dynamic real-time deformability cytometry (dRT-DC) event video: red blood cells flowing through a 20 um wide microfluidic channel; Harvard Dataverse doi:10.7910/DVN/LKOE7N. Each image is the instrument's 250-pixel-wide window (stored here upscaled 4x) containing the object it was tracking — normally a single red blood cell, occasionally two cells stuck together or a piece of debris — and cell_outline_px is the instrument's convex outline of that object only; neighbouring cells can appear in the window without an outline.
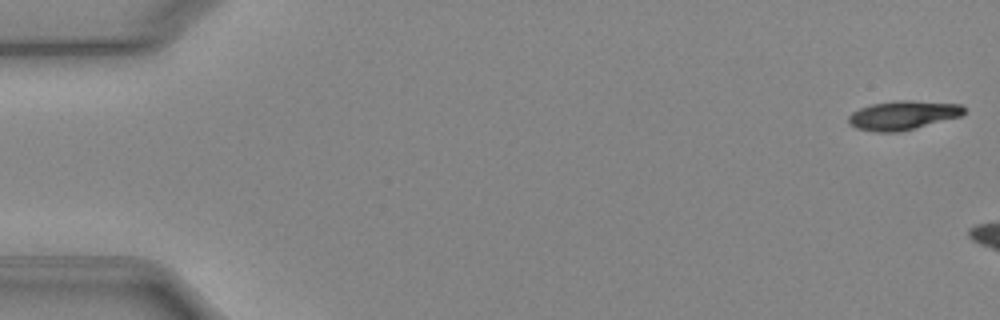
{"species": "Egyptian fruit bat (a non-hibernating species)", "species_latin": "Rousettus aegyptiacus", "temperature_condition": "cold", "stored_images_in_passage": 8, "camera_frame_rate_fps": 3000, "um_per_image_px": 0.085, "animal": {"sex": "female"}, "frame": {"image": 1, "passage_image": 1, "time_ms": 0.0, "image_size_px": [1000, 320], "cell_outline_px": [[964, 112], [960, 116], [900, 132], [876, 132], [856, 128], [848, 124], [848, 116], [852, 112], [860, 108], [872, 104], [896, 100], [912, 100], [960, 104], [964, 108]], "centroid_in_image_um": [76.71, 9.79], "position_along_channel_um": 8.3, "area_um2": 19.48}}